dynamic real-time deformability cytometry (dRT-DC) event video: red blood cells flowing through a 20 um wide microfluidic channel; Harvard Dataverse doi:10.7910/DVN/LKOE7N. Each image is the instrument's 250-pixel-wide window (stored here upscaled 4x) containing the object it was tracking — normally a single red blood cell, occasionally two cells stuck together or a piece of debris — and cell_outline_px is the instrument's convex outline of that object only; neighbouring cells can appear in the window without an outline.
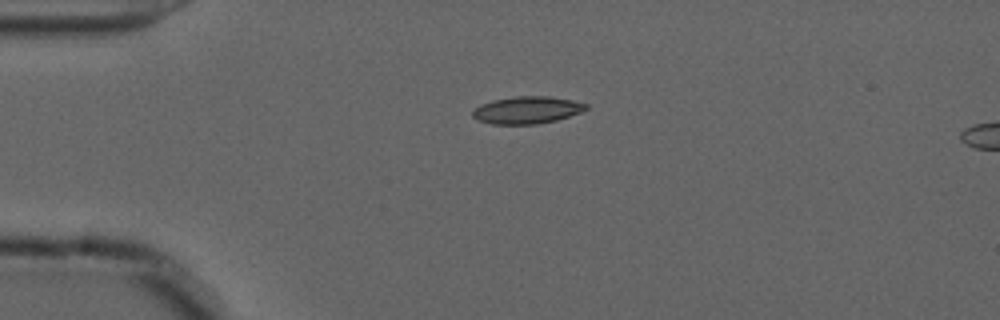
{"species": "common noctule bat (a hibernating species)", "species_latin": "Nyctalus noctula", "temperature_condition": "cold", "stored_images_in_passage": 5, "camera_frame_rate_fps": 3000, "um_per_image_px": 0.085, "animal": {"sex": "male", "forearm_length_mm": 52.5}, "frame": {"image": 1, "passage_image": 1, "time_ms": 0.0, "image_size_px": [1000, 320], "cell_outline_px": [[588, 108], [580, 112], [556, 120], [536, 124], [492, 124], [480, 120], [472, 116], [472, 112], [480, 104], [492, 100], [516, 96], [548, 96], [572, 100], [588, 104]], "centroid_in_image_um": [44.79, 9.34], "position_along_channel_um": 40.2, "area_um2": 17.86}}